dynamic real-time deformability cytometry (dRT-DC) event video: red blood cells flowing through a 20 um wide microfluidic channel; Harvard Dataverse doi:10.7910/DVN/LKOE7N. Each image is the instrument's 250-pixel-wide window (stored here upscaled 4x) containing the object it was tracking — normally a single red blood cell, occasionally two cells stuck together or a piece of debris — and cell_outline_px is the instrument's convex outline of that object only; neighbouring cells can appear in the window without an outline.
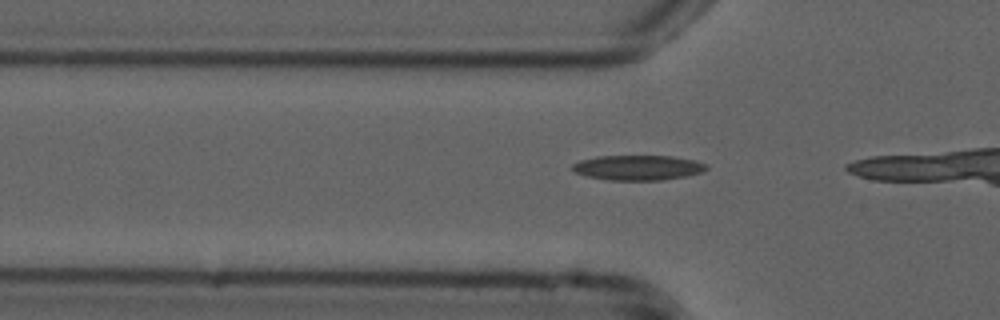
{"species": "common noctule bat (a hibernating species)", "species_latin": "Nyctalus noctula", "temperature_condition": "cold", "stored_images_in_passage": 7, "camera_frame_rate_fps": 3000, "um_per_image_px": 0.085, "animal": {"sex": "male", "forearm_length_mm": 52.5}, "frame": {"image": 1, "passage_image": 4, "time_ms": 1.0, "image_size_px": [1000, 320], "cell_outline_px": [[708, 168], [704, 172], [684, 176], [660, 180], [608, 180], [584, 176], [568, 168], [572, 164], [580, 160], [596, 156], [672, 156], [696, 160], [708, 164]], "centroid_in_image_um": [54.21, 14.24], "position_along_channel_um": 71.6, "area_um2": 19.77}}